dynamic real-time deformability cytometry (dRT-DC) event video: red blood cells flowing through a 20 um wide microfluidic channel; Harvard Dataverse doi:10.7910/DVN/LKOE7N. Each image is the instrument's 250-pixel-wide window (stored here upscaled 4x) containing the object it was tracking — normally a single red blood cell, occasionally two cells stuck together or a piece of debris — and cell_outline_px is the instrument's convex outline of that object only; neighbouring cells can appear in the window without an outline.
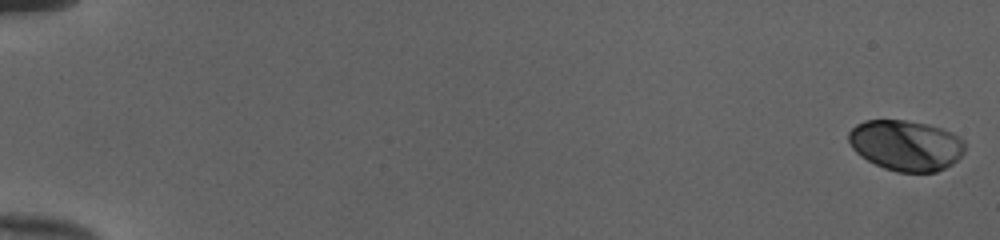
{"species": "human", "species_latin": "Homo sapiens", "temperature_condition": "cold", "stored_images_in_passage": 53, "camera_frame_rate_fps": 3000, "um_per_image_px": 0.085, "donor": {"sex": "female"}, "frame": {"image": 1, "passage_image": 1, "time_ms": 0.0, "image_size_px": [1000, 240], "cell_outline_px": [[964, 152], [952, 164], [936, 172], [896, 172], [884, 168], [860, 156], [852, 148], [848, 140], [848, 132], [856, 124], [864, 120], [904, 120], [928, 124], [952, 132], [964, 140]], "centroid_in_image_um": [76.99, 12.35], "position_along_channel_um": 8.0, "area_um2": 34.33}}
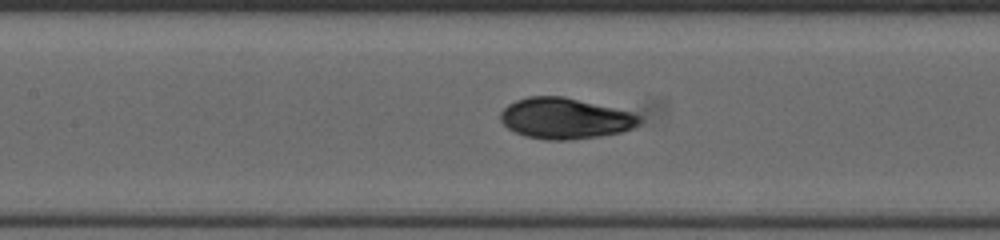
{"frame": {"image": 2, "passage_image": 27, "time_ms": 8.667, "image_size_px": [1000, 240], "cell_outline_px": [[640, 124], [624, 132], [600, 136], [568, 140], [544, 140], [524, 136], [508, 128], [500, 120], [500, 112], [508, 104], [516, 100], [528, 96], [564, 96], [632, 112], [640, 116]], "centroid_in_image_um": [48.03, 10.07], "position_along_channel_um": 159.4, "area_um2": 33.29}}
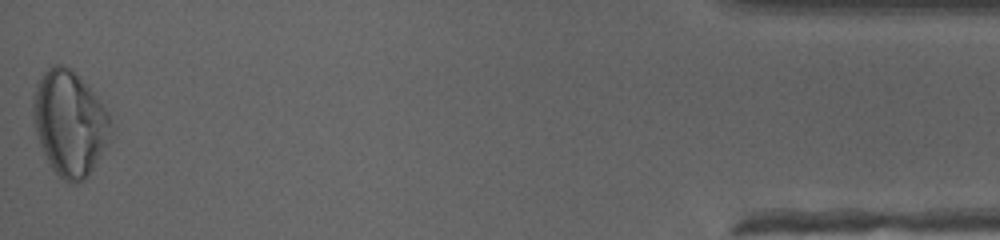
{"frame": {"image": 3, "passage_image": 53, "time_ms": 17.333, "image_size_px": [1000, 240], "cell_outline_px": [[108, 140], [100, 156], [88, 176], [84, 180], [76, 184], [68, 184], [52, 168], [40, 144], [36, 132], [32, 112], [32, 96], [36, 80], [52, 64], [60, 64], [72, 68], [80, 76], [104, 104], [108, 112]], "centroid_in_image_um": [5.88, 10.42], "position_along_channel_um": 429.3, "area_um2": 47.45}, "authors_computed_cell_mechanics": {"area_um2": 33.4662, "velocity_mm_per_s": 4.0062, "shape_relaxation_time_tau1_ms": 3.6511, "shape_relaxation_time_tau2_ms": 1.1293, "deformation_change_tau1": 0.1619, "deformation_change_tau2": 0.0211}}